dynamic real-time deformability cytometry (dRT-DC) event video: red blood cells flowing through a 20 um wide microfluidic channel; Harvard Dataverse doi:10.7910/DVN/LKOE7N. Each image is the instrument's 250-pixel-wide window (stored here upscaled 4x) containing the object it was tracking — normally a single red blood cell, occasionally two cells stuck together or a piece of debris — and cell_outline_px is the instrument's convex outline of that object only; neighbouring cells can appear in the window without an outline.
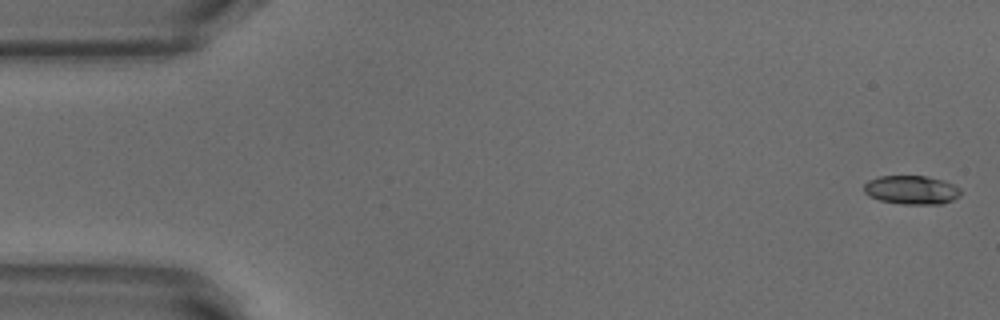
{"species": "common noctule bat (a hibernating species)", "species_latin": "Nyctalus noctula", "temperature_condition": "warm", "stored_images_in_passage": 52, "camera_frame_rate_fps": 3000, "um_per_image_px": 0.085, "animal": {"sex": "male", "body_mass_g": 18.8}, "frame": {"image": 1, "passage_image": 1, "time_ms": 0.0, "image_size_px": [1000, 320], "cell_outline_px": [[960, 196], [952, 200], [940, 204], [904, 204], [880, 200], [868, 196], [864, 192], [864, 184], [868, 180], [880, 176], [924, 176], [944, 180], [960, 188]], "centroid_in_image_um": [77.46, 16.14], "position_along_channel_um": 7.5, "area_um2": 16.18}}
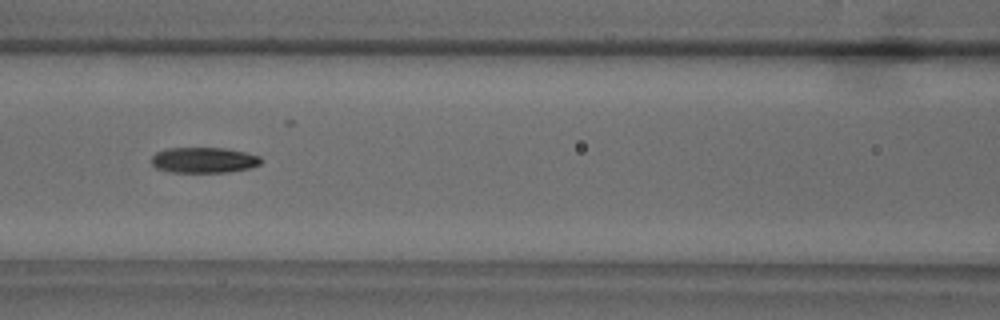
{"frame": {"image": 2, "passage_image": 22, "time_ms": 7.0, "image_size_px": [1000, 320], "cell_outline_px": [[260, 164], [248, 168], [228, 172], [172, 172], [156, 168], [152, 164], [152, 156], [156, 152], [168, 148], [228, 148], [260, 156]], "centroid_in_image_um": [17.3, 13.6], "position_along_channel_um": 149.3, "area_um2": 16.24}}
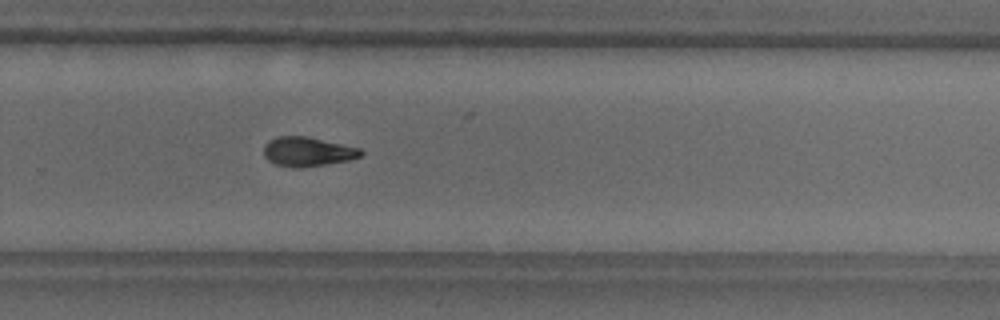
{"frame": {"image": 3, "passage_image": 34, "time_ms": 11.0, "image_size_px": [1000, 320], "cell_outline_px": [[364, 152], [360, 156], [348, 160], [300, 168], [292, 168], [276, 164], [268, 160], [264, 156], [264, 144], [268, 140], [276, 136], [308, 136], [360, 148]], "centroid_in_image_um": [26.11, 12.88], "position_along_channel_um": 303.7, "area_um2": 16.65}, "authors_computed_cell_mechanics": {"area_um2": 16.3574, "velocity_mm_per_s": 3.8757, "shape_relaxation_time_tau1_ms": 5.2024, "shape_relaxation_time_tau2_ms": 6.9253, "deformation_change_tau1": 0.1524, "deformation_change_tau2": 0.1532}}